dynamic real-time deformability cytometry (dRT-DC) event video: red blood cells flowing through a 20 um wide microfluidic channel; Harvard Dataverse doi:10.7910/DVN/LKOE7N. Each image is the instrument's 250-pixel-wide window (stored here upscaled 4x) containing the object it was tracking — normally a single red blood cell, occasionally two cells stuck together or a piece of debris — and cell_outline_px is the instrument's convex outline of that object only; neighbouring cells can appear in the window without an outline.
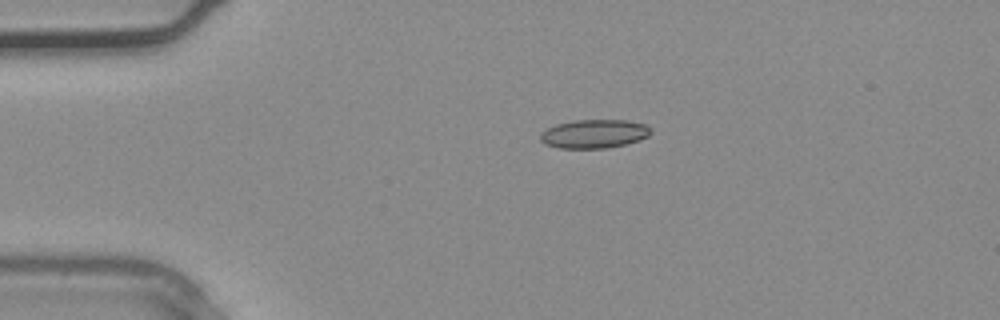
{"species": "common noctule bat (a hibernating species)", "species_latin": "Nyctalus noctula", "temperature_condition": "warm", "stored_images_in_passage": 2, "segment_of_instrument_passage": [2, 2], "camera_frame_rate_fps": 3000, "um_per_image_px": 0.085, "animal": {"sex": "male", "body_mass_g": 20.4}, "frame": {"image": 1, "passage_image": 2, "time_ms": 0.333, "image_size_px": [1000, 320], "cell_outline_px": [[652, 132], [648, 136], [640, 140], [624, 144], [604, 148], [560, 148], [544, 144], [540, 140], [540, 132], [556, 124], [572, 120], [624, 120], [648, 124], [652, 128]], "centroid_in_image_um": [50.51, 11.36], "position_along_channel_um": 34.5, "area_um2": 18.61}}